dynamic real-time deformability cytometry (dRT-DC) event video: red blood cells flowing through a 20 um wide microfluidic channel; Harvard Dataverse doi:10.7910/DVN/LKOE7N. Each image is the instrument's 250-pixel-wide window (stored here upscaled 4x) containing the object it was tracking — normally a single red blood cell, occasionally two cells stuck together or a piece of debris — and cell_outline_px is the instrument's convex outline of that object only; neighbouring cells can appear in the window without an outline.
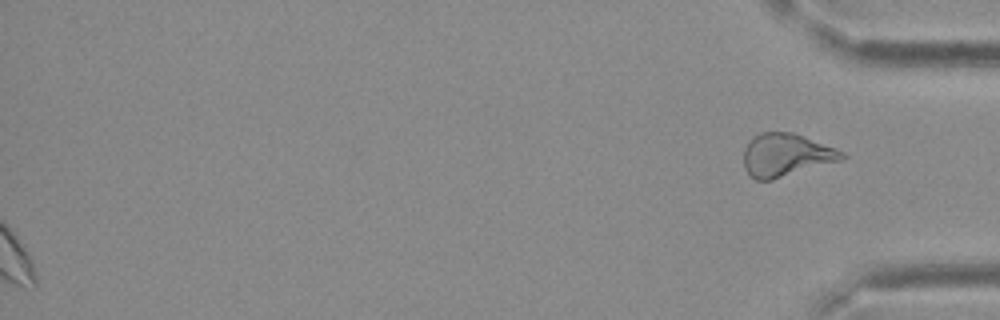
{"species": "Egyptian fruit bat (a non-hibernating species)", "species_latin": "Rousettus aegyptiacus", "temperature_condition": "cold", "stored_images_in_passage": 37, "segment_of_instrument_passage": [2, 2], "camera_frame_rate_fps": 3000, "um_per_image_px": 0.085, "frame": {"image": 1, "passage_image": 37, "time_ms": 12.0, "image_size_px": [1000, 320], "cell_outline_px": [[848, 156], [844, 160], [772, 180], [756, 180], [748, 176], [744, 168], [744, 148], [748, 140], [760, 132], [792, 132], [804, 136], [836, 148], [844, 152]], "centroid_in_image_um": [66.82, 13.19], "position_along_channel_um": 368.4, "area_um2": 25.03}}